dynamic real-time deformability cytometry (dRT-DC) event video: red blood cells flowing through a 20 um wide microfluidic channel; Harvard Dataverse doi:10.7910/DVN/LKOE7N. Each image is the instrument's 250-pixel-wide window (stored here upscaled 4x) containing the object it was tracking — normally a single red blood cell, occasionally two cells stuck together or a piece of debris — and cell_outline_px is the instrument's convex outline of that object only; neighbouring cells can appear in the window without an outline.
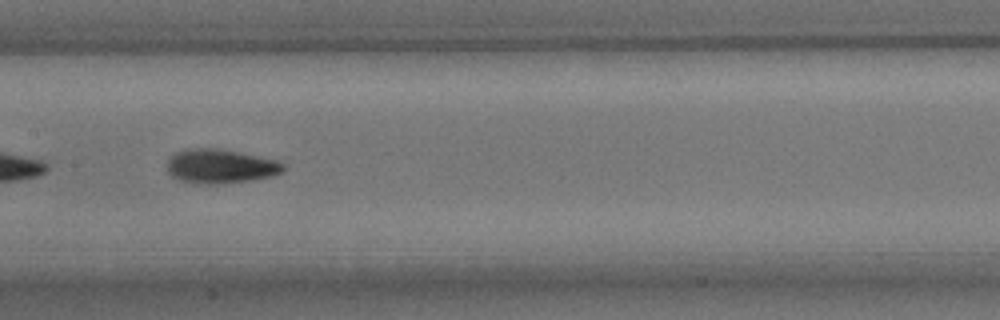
{"species": "common noctule bat (a hibernating species)", "species_latin": "Nyctalus noctula", "temperature_condition": "room temperature", "stored_images_in_passage": 38, "camera_frame_rate_fps": 3000, "um_per_image_px": 0.085, "animal": {"sex": "male", "body_mass_g": 15.6}, "frame": {"image": 1, "passage_image": 25, "time_ms": 8.0, "image_size_px": [1000, 320], "cell_outline_px": [[284, 172], [272, 176], [252, 180], [216, 184], [208, 184], [180, 180], [172, 176], [168, 172], [168, 160], [176, 152], [184, 148], [216, 148], [240, 152], [276, 160], [284, 164]], "centroid_in_image_um": [18.75, 14.12], "position_along_channel_um": 188.6, "area_um2": 23.06}}
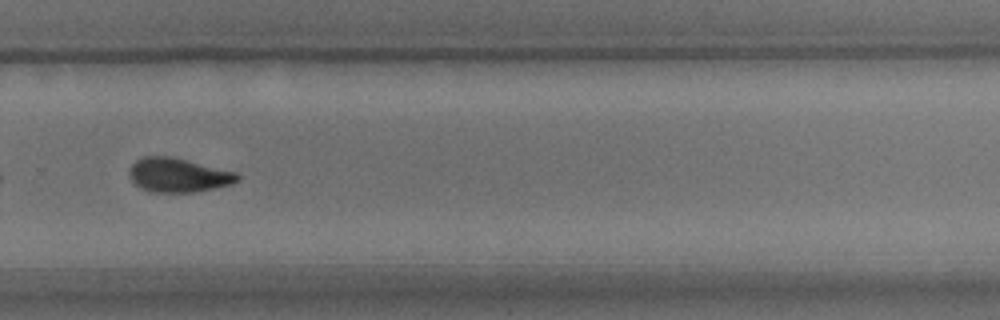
{"frame": {"image": 2, "passage_image": 35, "time_ms": 11.333, "image_size_px": [1000, 320], "cell_outline_px": [[240, 180], [232, 184], [196, 192], [152, 192], [140, 188], [132, 180], [128, 172], [132, 164], [136, 160], [144, 156], [172, 156], [240, 172]], "centroid_in_image_um": [15.21, 14.87], "position_along_channel_um": 314.6, "area_um2": 21.85}}